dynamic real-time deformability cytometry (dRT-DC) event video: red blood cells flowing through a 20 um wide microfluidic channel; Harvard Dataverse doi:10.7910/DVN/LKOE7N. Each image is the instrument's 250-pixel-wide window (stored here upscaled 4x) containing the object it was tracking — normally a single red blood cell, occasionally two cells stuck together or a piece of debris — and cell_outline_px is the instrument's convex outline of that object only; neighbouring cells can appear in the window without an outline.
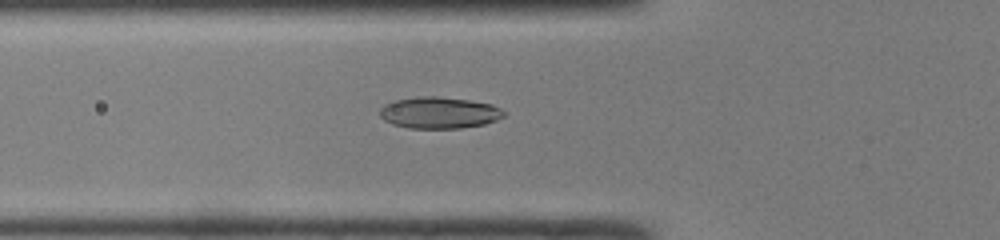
{"species": "common noctule bat (a hibernating species)", "species_latin": "Nyctalus noctula", "temperature_condition": "room temperature", "stored_images_in_passage": 31, "camera_frame_rate_fps": 3000, "um_per_image_px": 0.085, "animal": {"sex": "male", "body_mass_g": 19.0, "forearm_length_mm": 50.8}, "frame": {"image": 1, "passage_image": 4, "time_ms": 1.0, "image_size_px": [1000, 240], "cell_outline_px": [[504, 116], [496, 120], [484, 124], [460, 128], [408, 128], [392, 124], [384, 120], [380, 116], [380, 108], [384, 104], [396, 100], [420, 96], [436, 96], [468, 100], [492, 104], [500, 108], [504, 112]], "centroid_in_image_um": [37.31, 9.58], "position_along_channel_um": 88.5, "area_um2": 22.72}}
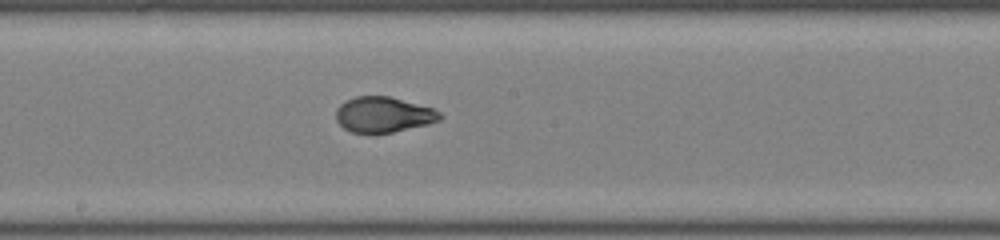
{"frame": {"image": 2, "passage_image": 13, "time_ms": 4.0, "image_size_px": [1000, 240], "cell_outline_px": [[444, 116], [440, 120], [428, 124], [392, 132], [352, 132], [344, 128], [336, 120], [336, 108], [340, 104], [356, 96], [388, 96], [432, 108], [440, 112]], "centroid_in_image_um": [32.59, 9.73], "position_along_channel_um": 215.6, "area_um2": 21.21}}
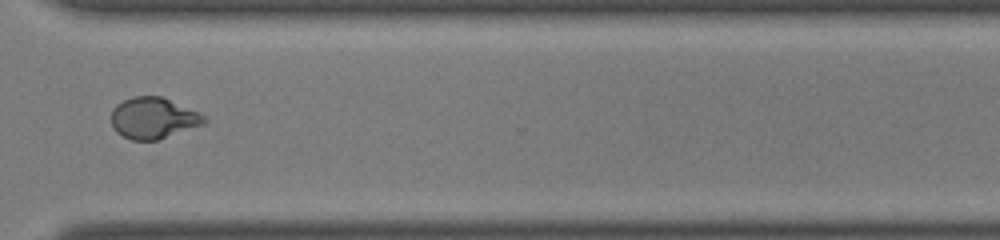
{"frame": {"image": 3, "passage_image": 23, "time_ms": 7.333, "image_size_px": [1000, 240], "cell_outline_px": [[208, 120], [204, 124], [156, 140], [132, 140], [116, 132], [112, 128], [112, 108], [116, 104], [132, 96], [160, 96], [200, 112]], "centroid_in_image_um": [13.02, 10.03], "position_along_channel_um": 357.6, "area_um2": 22.25}, "authors_computed_cell_mechanics": {"area_um2": 21.9062, "velocity_mm_per_s": 4.2419, "shape_relaxation_time_tau1_ms": 6.0662, "shape_relaxation_time_tau2_ms": 0.7523, "deformation_change_tau1": 0.2264, "deformation_change_tau2": 0.0519}}